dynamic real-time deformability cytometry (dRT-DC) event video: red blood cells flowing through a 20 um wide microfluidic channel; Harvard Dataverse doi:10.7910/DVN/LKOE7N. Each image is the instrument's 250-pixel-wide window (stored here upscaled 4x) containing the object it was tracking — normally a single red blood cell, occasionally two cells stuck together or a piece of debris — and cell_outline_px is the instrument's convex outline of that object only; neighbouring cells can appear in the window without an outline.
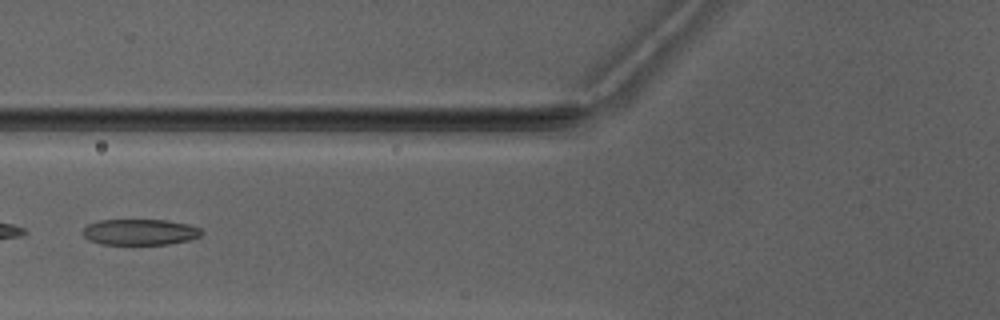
{"species": "Egyptian fruit bat (a non-hibernating species)", "species_latin": "Rousettus aegyptiacus", "temperature_condition": "warm", "stored_images_in_passage": 4, "camera_frame_rate_fps": 3000, "um_per_image_px": 0.085, "animal": {"sex": "male"}, "frame": {"image": 1, "passage_image": 4, "time_ms": 4.333, "image_size_px": [1000, 320], "cell_outline_px": [[204, 232], [200, 236], [188, 240], [168, 244], [100, 244], [88, 240], [80, 232], [88, 224], [100, 220], [168, 220], [188, 224], [200, 228]], "centroid_in_image_um": [11.88, 19.72], "position_along_channel_um": 113.9, "area_um2": 18.03}}